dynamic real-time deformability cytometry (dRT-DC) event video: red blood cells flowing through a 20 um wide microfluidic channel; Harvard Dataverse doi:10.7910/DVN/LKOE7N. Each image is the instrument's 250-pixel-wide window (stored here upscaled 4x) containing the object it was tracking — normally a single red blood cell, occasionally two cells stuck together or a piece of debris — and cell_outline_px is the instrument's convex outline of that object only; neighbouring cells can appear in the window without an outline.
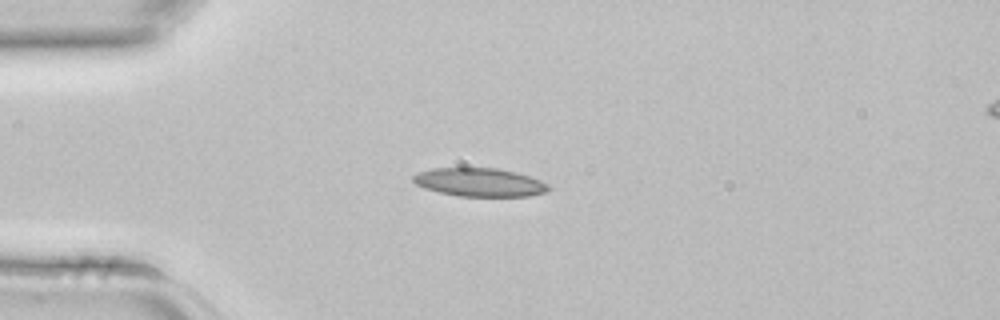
{"species": "common noctule bat (a hibernating species)", "species_latin": "Nyctalus noctula", "temperature_condition": "room temperature", "stored_images_in_passage": 3, "camera_frame_rate_fps": 3000, "um_per_image_px": 0.085, "animal": {"sex": "female", "body_mass_g": 22.7, "forearm_length_mm": 54.2}, "frame": {"image": 1, "passage_image": 3, "time_ms": 0.667, "image_size_px": [1000, 320], "cell_outline_px": [[552, 188], [548, 192], [528, 196], [460, 196], [440, 192], [424, 188], [416, 184], [412, 180], [412, 176], [420, 172], [432, 168], [496, 168], [516, 172], [540, 180], [548, 184]], "centroid_in_image_um": [40.79, 15.49], "position_along_channel_um": 44.2, "area_um2": 22.37}}